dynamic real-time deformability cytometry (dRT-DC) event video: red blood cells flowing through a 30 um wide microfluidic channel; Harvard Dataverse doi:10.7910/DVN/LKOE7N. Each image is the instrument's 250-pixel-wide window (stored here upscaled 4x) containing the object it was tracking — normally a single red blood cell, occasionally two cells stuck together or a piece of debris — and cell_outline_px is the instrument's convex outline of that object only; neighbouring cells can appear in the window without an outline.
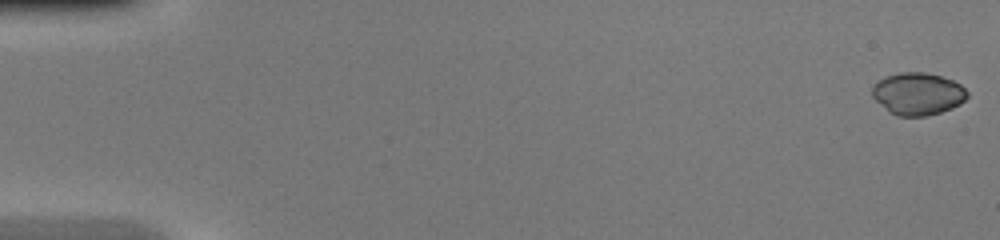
{"species": "common noctule bat (a hibernating species)", "species_latin": "Nyctalus noctula", "temperature_condition": "warm", "stored_images_in_passage": 46, "camera_frame_rate_fps": 3000, "um_per_image_px": 0.085, "animal": {"sex": "female", "body_mass_g": 20.0, "forearm_length_mm": 54.0}, "frame": {"image": 1, "passage_image": 1, "time_ms": 0.0, "image_size_px": [1000, 240], "cell_outline_px": [[968, 96], [960, 104], [952, 108], [940, 112], [924, 116], [896, 116], [888, 112], [872, 96], [872, 84], [876, 80], [884, 76], [900, 72], [924, 72], [940, 76], [952, 80], [960, 84], [968, 92]], "centroid_in_image_um": [77.97, 7.96], "position_along_channel_um": 7.0, "area_um2": 23.64}}
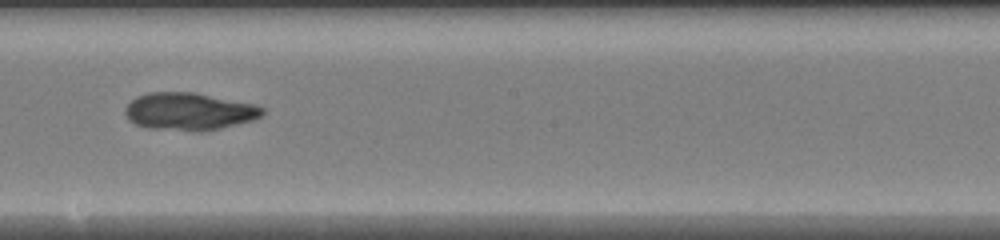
{"frame": {"image": 2, "passage_image": 27, "time_ms": 8.667, "image_size_px": [1000, 240], "cell_outline_px": [[264, 112], [260, 116], [252, 120], [220, 128], [200, 132], [196, 132], [148, 128], [136, 124], [128, 120], [124, 112], [124, 108], [136, 96], [148, 92], [192, 92], [256, 104], [264, 108]], "centroid_in_image_um": [16.04, 9.48], "position_along_channel_um": 232.2, "area_um2": 30.11}}
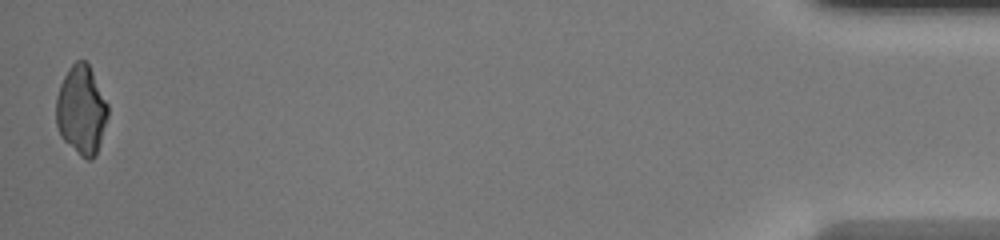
{"frame": {"image": 3, "passage_image": 46, "time_ms": 15.0, "image_size_px": [1000, 240], "cell_outline_px": [[108, 116], [96, 156], [92, 160], [88, 160], [80, 156], [60, 136], [56, 124], [56, 96], [60, 84], [68, 68], [76, 60], [84, 60], [88, 64], [108, 104]], "centroid_in_image_um": [6.91, 9.37], "position_along_channel_um": 428.3, "area_um2": 26.88}}